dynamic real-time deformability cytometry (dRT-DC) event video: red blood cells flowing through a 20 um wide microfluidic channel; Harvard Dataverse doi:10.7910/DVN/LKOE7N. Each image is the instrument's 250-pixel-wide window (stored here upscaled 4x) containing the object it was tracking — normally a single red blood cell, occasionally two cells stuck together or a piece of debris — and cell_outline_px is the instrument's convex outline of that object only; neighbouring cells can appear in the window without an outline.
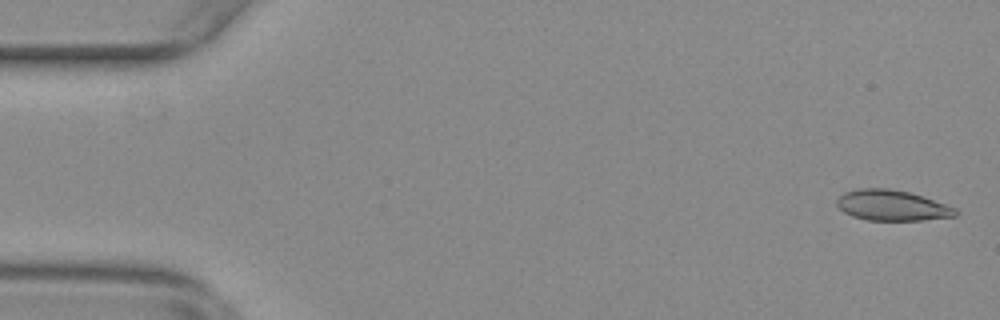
{"species": "common noctule bat (a hibernating species)", "species_latin": "Nyctalus noctula", "temperature_condition": "warm", "stored_images_in_passage": 9, "camera_frame_rate_fps": 3000, "um_per_image_px": 0.085, "animal": {"sex": "female", "body_mass_g": 29.2, "forearm_length_mm": 56.3}, "frame": {"image": 1, "passage_image": 2, "time_ms": 0.333, "image_size_px": [1000, 320], "cell_outline_px": [[960, 212], [956, 216], [924, 220], [868, 220], [852, 216], [844, 212], [836, 204], [836, 200], [844, 192], [856, 188], [888, 188], [912, 192], [956, 208]], "centroid_in_image_um": [75.83, 17.45], "position_along_channel_um": 9.2, "area_um2": 21.33}}